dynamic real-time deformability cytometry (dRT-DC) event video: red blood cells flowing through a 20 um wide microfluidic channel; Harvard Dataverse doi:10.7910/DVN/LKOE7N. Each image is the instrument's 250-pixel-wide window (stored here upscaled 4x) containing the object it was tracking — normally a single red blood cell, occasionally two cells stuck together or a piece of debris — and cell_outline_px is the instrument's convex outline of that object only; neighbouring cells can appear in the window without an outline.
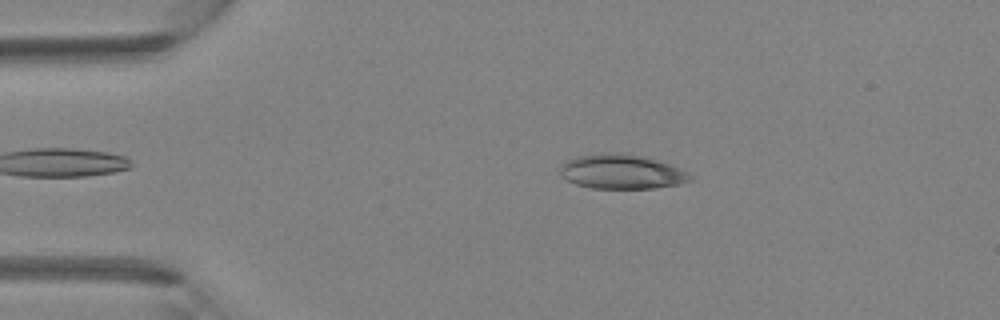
{"species": "Egyptian fruit bat (a non-hibernating species)", "species_latin": "Rousettus aegyptiacus", "temperature_condition": "room temperature", "stored_images_in_passage": 2, "camera_frame_rate_fps": 3000, "um_per_image_px": 0.085, "animal": {"sex": "female"}, "frame": {"image": 1, "passage_image": 1, "time_ms": 0.0, "image_size_px": [1000, 320], "cell_outline_px": [[696, 176], [692, 180], [680, 184], [656, 188], [592, 188], [576, 184], [568, 180], [560, 172], [560, 164], [576, 156], [600, 152], [624, 152], [644, 156], [680, 168]], "centroid_in_image_um": [52.87, 14.58], "position_along_channel_um": 32.1, "area_um2": 26.47}}